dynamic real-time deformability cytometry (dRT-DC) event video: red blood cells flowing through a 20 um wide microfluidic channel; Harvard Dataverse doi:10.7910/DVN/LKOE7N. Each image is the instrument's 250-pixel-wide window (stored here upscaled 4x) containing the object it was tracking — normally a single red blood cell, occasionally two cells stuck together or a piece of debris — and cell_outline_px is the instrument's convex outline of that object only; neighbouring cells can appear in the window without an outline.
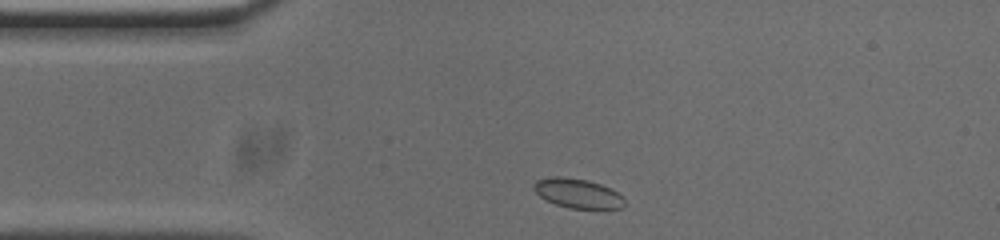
{"species": "common noctule bat (a hibernating species)", "species_latin": "Nyctalus noctula", "temperature_condition": "cold", "stored_images_in_passage": 37, "camera_frame_rate_fps": 3000, "um_per_image_px": 0.085, "animal": {"sex": "male", "body_mass_g": 20.0, "forearm_length_mm": 53.3}, "frame": {"image": 1, "passage_image": 2, "time_ms": 0.333, "image_size_px": [1000, 240], "cell_outline_px": [[624, 204], [620, 208], [568, 208], [556, 204], [540, 196], [532, 188], [532, 184], [536, 180], [552, 176], [560, 176], [588, 180], [600, 184], [616, 192], [624, 200]], "centroid_in_image_um": [49.04, 16.42], "position_along_channel_um": 36.0, "area_um2": 15.32}}
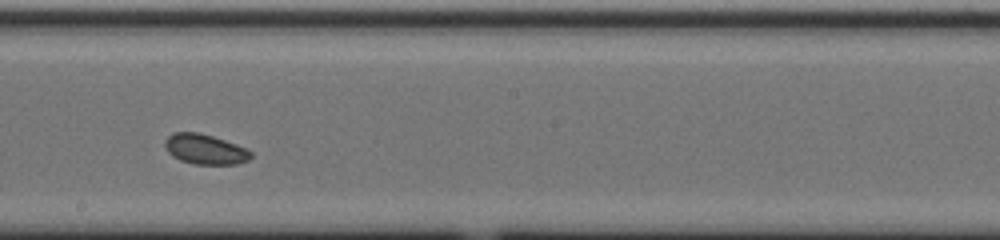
{"frame": {"image": 2, "passage_image": 20, "time_ms": 6.333, "image_size_px": [1000, 240], "cell_outline_px": [[252, 156], [248, 160], [236, 164], [196, 164], [180, 160], [172, 156], [168, 152], [164, 144], [164, 140], [172, 132], [200, 132], [248, 148], [252, 152]], "centroid_in_image_um": [17.42, 12.67], "position_along_channel_um": 230.8, "area_um2": 15.14}}
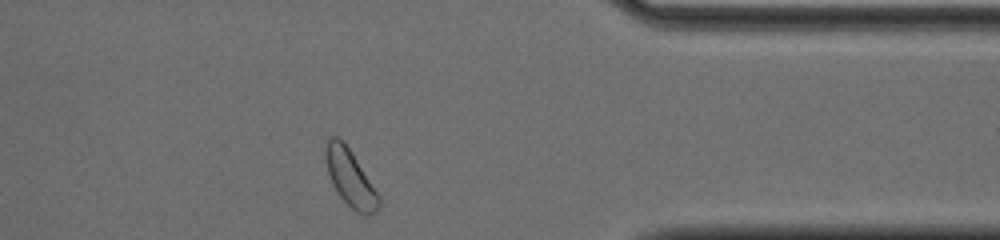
{"frame": {"image": 3, "passage_image": 34, "time_ms": 11.0, "image_size_px": [1000, 240], "cell_outline_px": [[380, 204], [376, 212], [368, 216], [364, 216], [356, 212], [340, 196], [332, 184], [328, 172], [324, 152], [328, 140], [332, 136], [336, 136], [344, 140], [380, 196]], "centroid_in_image_um": [29.78, 15.14], "position_along_channel_um": 381.6, "area_um2": 17.57}, "authors_computed_cell_mechanics": {"area_um2": 15.3748, "velocity_mm_per_s": 3.6593, "shape_relaxation_time_tau1_ms": null, "shape_relaxation_time_tau2_ms": 3.6342, "deformation_change_tau1": null, "deformation_change_tau2": 0.056}}